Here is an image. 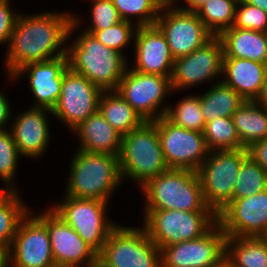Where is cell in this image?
Segmentation results:
<instances>
[{
	"label": "cell",
	"instance_id": "1",
	"mask_svg": "<svg viewBox=\"0 0 267 267\" xmlns=\"http://www.w3.org/2000/svg\"><path fill=\"white\" fill-rule=\"evenodd\" d=\"M76 16L67 12L19 14L4 60L8 75L30 63L66 55L67 40L81 21Z\"/></svg>",
	"mask_w": 267,
	"mask_h": 267
},
{
	"label": "cell",
	"instance_id": "2",
	"mask_svg": "<svg viewBox=\"0 0 267 267\" xmlns=\"http://www.w3.org/2000/svg\"><path fill=\"white\" fill-rule=\"evenodd\" d=\"M66 196L108 202L122 178L117 155L77 150L70 163Z\"/></svg>",
	"mask_w": 267,
	"mask_h": 267
},
{
	"label": "cell",
	"instance_id": "3",
	"mask_svg": "<svg viewBox=\"0 0 267 267\" xmlns=\"http://www.w3.org/2000/svg\"><path fill=\"white\" fill-rule=\"evenodd\" d=\"M67 47L68 65L102 91H114L124 76L128 63L125 55L106 47L84 31Z\"/></svg>",
	"mask_w": 267,
	"mask_h": 267
},
{
	"label": "cell",
	"instance_id": "4",
	"mask_svg": "<svg viewBox=\"0 0 267 267\" xmlns=\"http://www.w3.org/2000/svg\"><path fill=\"white\" fill-rule=\"evenodd\" d=\"M141 189L146 197L145 210L213 211L205 202L197 171L169 169Z\"/></svg>",
	"mask_w": 267,
	"mask_h": 267
},
{
	"label": "cell",
	"instance_id": "5",
	"mask_svg": "<svg viewBox=\"0 0 267 267\" xmlns=\"http://www.w3.org/2000/svg\"><path fill=\"white\" fill-rule=\"evenodd\" d=\"M120 175L142 187L147 181L169 170L154 121L122 136L118 155Z\"/></svg>",
	"mask_w": 267,
	"mask_h": 267
},
{
	"label": "cell",
	"instance_id": "6",
	"mask_svg": "<svg viewBox=\"0 0 267 267\" xmlns=\"http://www.w3.org/2000/svg\"><path fill=\"white\" fill-rule=\"evenodd\" d=\"M144 211L142 227L160 250L169 245L199 238L218 222V215L214 211Z\"/></svg>",
	"mask_w": 267,
	"mask_h": 267
},
{
	"label": "cell",
	"instance_id": "7",
	"mask_svg": "<svg viewBox=\"0 0 267 267\" xmlns=\"http://www.w3.org/2000/svg\"><path fill=\"white\" fill-rule=\"evenodd\" d=\"M247 148L212 150L197 171L206 204L217 215L232 201L234 186Z\"/></svg>",
	"mask_w": 267,
	"mask_h": 267
},
{
	"label": "cell",
	"instance_id": "8",
	"mask_svg": "<svg viewBox=\"0 0 267 267\" xmlns=\"http://www.w3.org/2000/svg\"><path fill=\"white\" fill-rule=\"evenodd\" d=\"M107 267H162L161 250L144 227L116 226L98 254Z\"/></svg>",
	"mask_w": 267,
	"mask_h": 267
},
{
	"label": "cell",
	"instance_id": "9",
	"mask_svg": "<svg viewBox=\"0 0 267 267\" xmlns=\"http://www.w3.org/2000/svg\"><path fill=\"white\" fill-rule=\"evenodd\" d=\"M108 203L99 199H78L65 195L64 200L50 209L99 254L110 232L117 226L106 215Z\"/></svg>",
	"mask_w": 267,
	"mask_h": 267
},
{
	"label": "cell",
	"instance_id": "10",
	"mask_svg": "<svg viewBox=\"0 0 267 267\" xmlns=\"http://www.w3.org/2000/svg\"><path fill=\"white\" fill-rule=\"evenodd\" d=\"M116 91L144 121H155L165 116L168 106L164 104L162 108L161 104L166 95L173 92L171 77L142 73L129 67Z\"/></svg>",
	"mask_w": 267,
	"mask_h": 267
},
{
	"label": "cell",
	"instance_id": "11",
	"mask_svg": "<svg viewBox=\"0 0 267 267\" xmlns=\"http://www.w3.org/2000/svg\"><path fill=\"white\" fill-rule=\"evenodd\" d=\"M154 122L169 169L198 171L210 152L203 132L174 125L165 116Z\"/></svg>",
	"mask_w": 267,
	"mask_h": 267
},
{
	"label": "cell",
	"instance_id": "12",
	"mask_svg": "<svg viewBox=\"0 0 267 267\" xmlns=\"http://www.w3.org/2000/svg\"><path fill=\"white\" fill-rule=\"evenodd\" d=\"M226 239L217 222L199 238L163 247L162 267H216L225 261Z\"/></svg>",
	"mask_w": 267,
	"mask_h": 267
},
{
	"label": "cell",
	"instance_id": "13",
	"mask_svg": "<svg viewBox=\"0 0 267 267\" xmlns=\"http://www.w3.org/2000/svg\"><path fill=\"white\" fill-rule=\"evenodd\" d=\"M102 92L90 80L68 66L63 76L61 95L51 110L52 115L72 131L98 111Z\"/></svg>",
	"mask_w": 267,
	"mask_h": 267
},
{
	"label": "cell",
	"instance_id": "14",
	"mask_svg": "<svg viewBox=\"0 0 267 267\" xmlns=\"http://www.w3.org/2000/svg\"><path fill=\"white\" fill-rule=\"evenodd\" d=\"M29 211L8 249L9 267H51L54 258L46 225Z\"/></svg>",
	"mask_w": 267,
	"mask_h": 267
},
{
	"label": "cell",
	"instance_id": "15",
	"mask_svg": "<svg viewBox=\"0 0 267 267\" xmlns=\"http://www.w3.org/2000/svg\"><path fill=\"white\" fill-rule=\"evenodd\" d=\"M223 45L213 36L204 45L174 61L171 76L172 90L193 87L222 76Z\"/></svg>",
	"mask_w": 267,
	"mask_h": 267
},
{
	"label": "cell",
	"instance_id": "16",
	"mask_svg": "<svg viewBox=\"0 0 267 267\" xmlns=\"http://www.w3.org/2000/svg\"><path fill=\"white\" fill-rule=\"evenodd\" d=\"M155 25L165 36L174 59L190 54L214 36L196 12L181 9L160 11Z\"/></svg>",
	"mask_w": 267,
	"mask_h": 267
},
{
	"label": "cell",
	"instance_id": "17",
	"mask_svg": "<svg viewBox=\"0 0 267 267\" xmlns=\"http://www.w3.org/2000/svg\"><path fill=\"white\" fill-rule=\"evenodd\" d=\"M227 237H262L267 231V189L232 201L218 214Z\"/></svg>",
	"mask_w": 267,
	"mask_h": 267
},
{
	"label": "cell",
	"instance_id": "18",
	"mask_svg": "<svg viewBox=\"0 0 267 267\" xmlns=\"http://www.w3.org/2000/svg\"><path fill=\"white\" fill-rule=\"evenodd\" d=\"M47 227L55 264L87 267L98 254L50 208L36 215Z\"/></svg>",
	"mask_w": 267,
	"mask_h": 267
},
{
	"label": "cell",
	"instance_id": "19",
	"mask_svg": "<svg viewBox=\"0 0 267 267\" xmlns=\"http://www.w3.org/2000/svg\"><path fill=\"white\" fill-rule=\"evenodd\" d=\"M68 55L56 57L42 62L30 63L20 68L11 80L28 74L29 89L35 97L32 107L52 110L61 95L62 81L68 68Z\"/></svg>",
	"mask_w": 267,
	"mask_h": 267
},
{
	"label": "cell",
	"instance_id": "20",
	"mask_svg": "<svg viewBox=\"0 0 267 267\" xmlns=\"http://www.w3.org/2000/svg\"><path fill=\"white\" fill-rule=\"evenodd\" d=\"M133 70L171 77L174 61L165 36L156 25L138 26L134 35Z\"/></svg>",
	"mask_w": 267,
	"mask_h": 267
},
{
	"label": "cell",
	"instance_id": "21",
	"mask_svg": "<svg viewBox=\"0 0 267 267\" xmlns=\"http://www.w3.org/2000/svg\"><path fill=\"white\" fill-rule=\"evenodd\" d=\"M47 113L52 114L48 108L31 107L10 123L9 129L20 155L35 159L45 153L50 141Z\"/></svg>",
	"mask_w": 267,
	"mask_h": 267
},
{
	"label": "cell",
	"instance_id": "22",
	"mask_svg": "<svg viewBox=\"0 0 267 267\" xmlns=\"http://www.w3.org/2000/svg\"><path fill=\"white\" fill-rule=\"evenodd\" d=\"M267 64L249 59L223 57L222 82L245 101H256L263 89Z\"/></svg>",
	"mask_w": 267,
	"mask_h": 267
},
{
	"label": "cell",
	"instance_id": "23",
	"mask_svg": "<svg viewBox=\"0 0 267 267\" xmlns=\"http://www.w3.org/2000/svg\"><path fill=\"white\" fill-rule=\"evenodd\" d=\"M80 139L78 150L119 155L122 135L98 110L72 130Z\"/></svg>",
	"mask_w": 267,
	"mask_h": 267
},
{
	"label": "cell",
	"instance_id": "24",
	"mask_svg": "<svg viewBox=\"0 0 267 267\" xmlns=\"http://www.w3.org/2000/svg\"><path fill=\"white\" fill-rule=\"evenodd\" d=\"M223 57L249 59L267 64V32L231 27L219 35Z\"/></svg>",
	"mask_w": 267,
	"mask_h": 267
},
{
	"label": "cell",
	"instance_id": "25",
	"mask_svg": "<svg viewBox=\"0 0 267 267\" xmlns=\"http://www.w3.org/2000/svg\"><path fill=\"white\" fill-rule=\"evenodd\" d=\"M232 120L244 148L267 139V108L257 101H245L232 115Z\"/></svg>",
	"mask_w": 267,
	"mask_h": 267
},
{
	"label": "cell",
	"instance_id": "26",
	"mask_svg": "<svg viewBox=\"0 0 267 267\" xmlns=\"http://www.w3.org/2000/svg\"><path fill=\"white\" fill-rule=\"evenodd\" d=\"M98 110L122 136L145 122L116 90L101 93Z\"/></svg>",
	"mask_w": 267,
	"mask_h": 267
},
{
	"label": "cell",
	"instance_id": "27",
	"mask_svg": "<svg viewBox=\"0 0 267 267\" xmlns=\"http://www.w3.org/2000/svg\"><path fill=\"white\" fill-rule=\"evenodd\" d=\"M229 267H267V242L262 237H227Z\"/></svg>",
	"mask_w": 267,
	"mask_h": 267
},
{
	"label": "cell",
	"instance_id": "28",
	"mask_svg": "<svg viewBox=\"0 0 267 267\" xmlns=\"http://www.w3.org/2000/svg\"><path fill=\"white\" fill-rule=\"evenodd\" d=\"M205 124L219 117H232L245 100L218 79L207 92L199 96Z\"/></svg>",
	"mask_w": 267,
	"mask_h": 267
},
{
	"label": "cell",
	"instance_id": "29",
	"mask_svg": "<svg viewBox=\"0 0 267 267\" xmlns=\"http://www.w3.org/2000/svg\"><path fill=\"white\" fill-rule=\"evenodd\" d=\"M16 191L0 190V247L9 249L21 220L30 211Z\"/></svg>",
	"mask_w": 267,
	"mask_h": 267
},
{
	"label": "cell",
	"instance_id": "30",
	"mask_svg": "<svg viewBox=\"0 0 267 267\" xmlns=\"http://www.w3.org/2000/svg\"><path fill=\"white\" fill-rule=\"evenodd\" d=\"M237 2L238 0H208L196 13L205 27L214 36H219L233 26Z\"/></svg>",
	"mask_w": 267,
	"mask_h": 267
},
{
	"label": "cell",
	"instance_id": "31",
	"mask_svg": "<svg viewBox=\"0 0 267 267\" xmlns=\"http://www.w3.org/2000/svg\"><path fill=\"white\" fill-rule=\"evenodd\" d=\"M203 135L210 151L244 148L240 143L232 117H219L207 122Z\"/></svg>",
	"mask_w": 267,
	"mask_h": 267
},
{
	"label": "cell",
	"instance_id": "32",
	"mask_svg": "<svg viewBox=\"0 0 267 267\" xmlns=\"http://www.w3.org/2000/svg\"><path fill=\"white\" fill-rule=\"evenodd\" d=\"M165 117L174 125L188 130L203 132L205 128L200 98L193 94L181 99L173 108L168 106Z\"/></svg>",
	"mask_w": 267,
	"mask_h": 267
},
{
	"label": "cell",
	"instance_id": "33",
	"mask_svg": "<svg viewBox=\"0 0 267 267\" xmlns=\"http://www.w3.org/2000/svg\"><path fill=\"white\" fill-rule=\"evenodd\" d=\"M267 189V171L249 156L242 162L233 199H243Z\"/></svg>",
	"mask_w": 267,
	"mask_h": 267
},
{
	"label": "cell",
	"instance_id": "34",
	"mask_svg": "<svg viewBox=\"0 0 267 267\" xmlns=\"http://www.w3.org/2000/svg\"><path fill=\"white\" fill-rule=\"evenodd\" d=\"M21 157L10 129L0 130V178L5 191H16L14 177Z\"/></svg>",
	"mask_w": 267,
	"mask_h": 267
},
{
	"label": "cell",
	"instance_id": "35",
	"mask_svg": "<svg viewBox=\"0 0 267 267\" xmlns=\"http://www.w3.org/2000/svg\"><path fill=\"white\" fill-rule=\"evenodd\" d=\"M122 20L133 23L131 17L136 16V26L155 25L160 11L152 0H112Z\"/></svg>",
	"mask_w": 267,
	"mask_h": 267
},
{
	"label": "cell",
	"instance_id": "36",
	"mask_svg": "<svg viewBox=\"0 0 267 267\" xmlns=\"http://www.w3.org/2000/svg\"><path fill=\"white\" fill-rule=\"evenodd\" d=\"M134 25V26H133ZM135 23L122 20L117 24L103 30H84L87 33L93 34L99 42L106 47L122 53L131 41L137 27Z\"/></svg>",
	"mask_w": 267,
	"mask_h": 267
},
{
	"label": "cell",
	"instance_id": "37",
	"mask_svg": "<svg viewBox=\"0 0 267 267\" xmlns=\"http://www.w3.org/2000/svg\"><path fill=\"white\" fill-rule=\"evenodd\" d=\"M233 27L267 32V12L238 0Z\"/></svg>",
	"mask_w": 267,
	"mask_h": 267
},
{
	"label": "cell",
	"instance_id": "38",
	"mask_svg": "<svg viewBox=\"0 0 267 267\" xmlns=\"http://www.w3.org/2000/svg\"><path fill=\"white\" fill-rule=\"evenodd\" d=\"M91 23L85 30H103L122 21L112 0H92Z\"/></svg>",
	"mask_w": 267,
	"mask_h": 267
},
{
	"label": "cell",
	"instance_id": "39",
	"mask_svg": "<svg viewBox=\"0 0 267 267\" xmlns=\"http://www.w3.org/2000/svg\"><path fill=\"white\" fill-rule=\"evenodd\" d=\"M11 2L0 4V45L3 43H9L11 33L17 21L20 13L11 11L12 8L9 6Z\"/></svg>",
	"mask_w": 267,
	"mask_h": 267
},
{
	"label": "cell",
	"instance_id": "40",
	"mask_svg": "<svg viewBox=\"0 0 267 267\" xmlns=\"http://www.w3.org/2000/svg\"><path fill=\"white\" fill-rule=\"evenodd\" d=\"M248 156L267 171V139L254 142L247 148Z\"/></svg>",
	"mask_w": 267,
	"mask_h": 267
},
{
	"label": "cell",
	"instance_id": "41",
	"mask_svg": "<svg viewBox=\"0 0 267 267\" xmlns=\"http://www.w3.org/2000/svg\"><path fill=\"white\" fill-rule=\"evenodd\" d=\"M11 116L10 102L8 101V98H6L5 94L0 92V130L7 128L6 124H8V120L11 119Z\"/></svg>",
	"mask_w": 267,
	"mask_h": 267
},
{
	"label": "cell",
	"instance_id": "42",
	"mask_svg": "<svg viewBox=\"0 0 267 267\" xmlns=\"http://www.w3.org/2000/svg\"><path fill=\"white\" fill-rule=\"evenodd\" d=\"M177 0H152L153 4L159 11L164 10H173V9H180V7H175V2Z\"/></svg>",
	"mask_w": 267,
	"mask_h": 267
},
{
	"label": "cell",
	"instance_id": "43",
	"mask_svg": "<svg viewBox=\"0 0 267 267\" xmlns=\"http://www.w3.org/2000/svg\"><path fill=\"white\" fill-rule=\"evenodd\" d=\"M208 0H184L186 7H180L181 10L187 12H196Z\"/></svg>",
	"mask_w": 267,
	"mask_h": 267
},
{
	"label": "cell",
	"instance_id": "44",
	"mask_svg": "<svg viewBox=\"0 0 267 267\" xmlns=\"http://www.w3.org/2000/svg\"><path fill=\"white\" fill-rule=\"evenodd\" d=\"M256 101L259 104H261L263 107L267 108V73L265 76V81H264L262 92Z\"/></svg>",
	"mask_w": 267,
	"mask_h": 267
},
{
	"label": "cell",
	"instance_id": "45",
	"mask_svg": "<svg viewBox=\"0 0 267 267\" xmlns=\"http://www.w3.org/2000/svg\"><path fill=\"white\" fill-rule=\"evenodd\" d=\"M0 267H9L8 249L0 247Z\"/></svg>",
	"mask_w": 267,
	"mask_h": 267
},
{
	"label": "cell",
	"instance_id": "46",
	"mask_svg": "<svg viewBox=\"0 0 267 267\" xmlns=\"http://www.w3.org/2000/svg\"><path fill=\"white\" fill-rule=\"evenodd\" d=\"M243 1L267 12V0H243Z\"/></svg>",
	"mask_w": 267,
	"mask_h": 267
},
{
	"label": "cell",
	"instance_id": "47",
	"mask_svg": "<svg viewBox=\"0 0 267 267\" xmlns=\"http://www.w3.org/2000/svg\"><path fill=\"white\" fill-rule=\"evenodd\" d=\"M87 267H107L101 260H99L98 258L90 263Z\"/></svg>",
	"mask_w": 267,
	"mask_h": 267
},
{
	"label": "cell",
	"instance_id": "48",
	"mask_svg": "<svg viewBox=\"0 0 267 267\" xmlns=\"http://www.w3.org/2000/svg\"><path fill=\"white\" fill-rule=\"evenodd\" d=\"M216 267H229L228 262L225 260L223 263H221L220 265L216 266Z\"/></svg>",
	"mask_w": 267,
	"mask_h": 267
},
{
	"label": "cell",
	"instance_id": "49",
	"mask_svg": "<svg viewBox=\"0 0 267 267\" xmlns=\"http://www.w3.org/2000/svg\"><path fill=\"white\" fill-rule=\"evenodd\" d=\"M51 267H74L69 265L53 264Z\"/></svg>",
	"mask_w": 267,
	"mask_h": 267
},
{
	"label": "cell",
	"instance_id": "50",
	"mask_svg": "<svg viewBox=\"0 0 267 267\" xmlns=\"http://www.w3.org/2000/svg\"><path fill=\"white\" fill-rule=\"evenodd\" d=\"M262 238L267 242V231H266V233L262 236Z\"/></svg>",
	"mask_w": 267,
	"mask_h": 267
},
{
	"label": "cell",
	"instance_id": "51",
	"mask_svg": "<svg viewBox=\"0 0 267 267\" xmlns=\"http://www.w3.org/2000/svg\"><path fill=\"white\" fill-rule=\"evenodd\" d=\"M8 1H10V0H0V4H4V3L8 2Z\"/></svg>",
	"mask_w": 267,
	"mask_h": 267
}]
</instances>
